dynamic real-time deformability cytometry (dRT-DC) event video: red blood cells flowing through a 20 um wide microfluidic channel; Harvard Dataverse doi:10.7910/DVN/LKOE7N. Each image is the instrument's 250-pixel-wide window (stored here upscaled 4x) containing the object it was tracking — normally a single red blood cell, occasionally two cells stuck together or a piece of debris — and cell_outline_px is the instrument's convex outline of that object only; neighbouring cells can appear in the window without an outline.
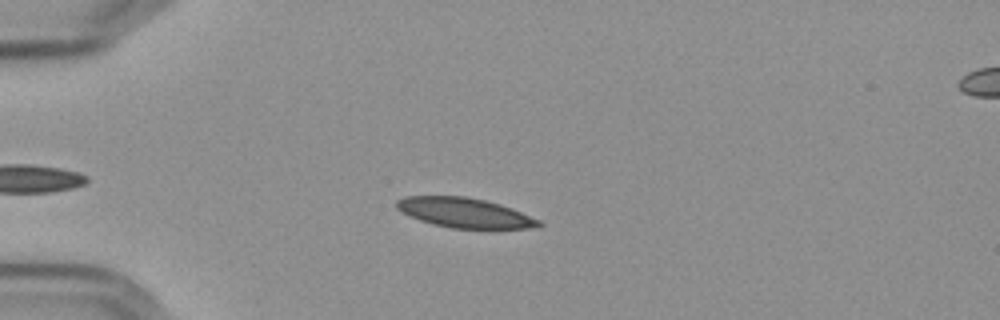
{"species": "Egyptian fruit bat (a non-hibernating species)", "species_latin": "Rousettus aegyptiacus", "temperature_condition": "cold", "stored_images_in_passage": 46, "camera_frame_rate_fps": 3000, "um_per_image_px": 0.085, "frame": {"image": 1, "passage_image": 11, "time_ms": 3.333, "image_size_px": [1000, 320], "cell_outline_px": [[544, 224], [528, 228], [452, 228], [432, 224], [408, 216], [400, 212], [396, 208], [396, 200], [404, 196], [464, 196], [484, 200], [500, 204], [512, 208], [540, 220]], "centroid_in_image_um": [39.44, 18.08], "position_along_channel_um": 45.6, "area_um2": 24.62}}
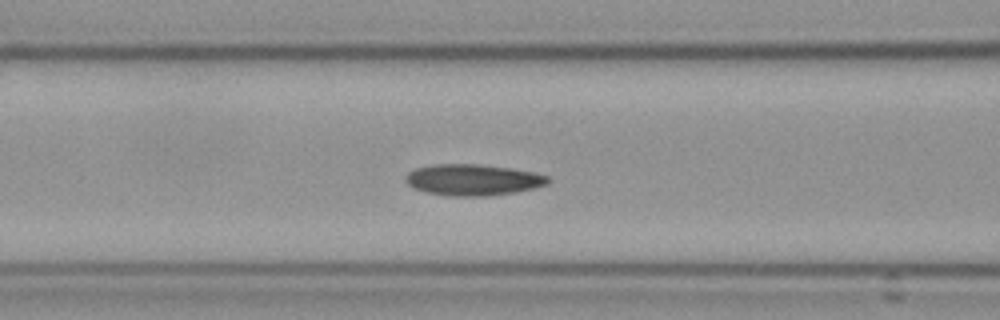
{"frame": {"image": 2, "passage_image": 20, "time_ms": 6.333, "image_size_px": [1000, 320], "cell_outline_px": [[552, 180], [548, 184], [536, 188], [488, 196], [456, 196], [424, 192], [412, 188], [404, 180], [404, 176], [408, 172], [416, 168], [432, 164], [476, 164], [512, 168], [536, 172], [548, 176]], "centroid_in_image_um": [40.2, 15.28], "position_along_channel_um": 126.4, "area_um2": 26.18}}
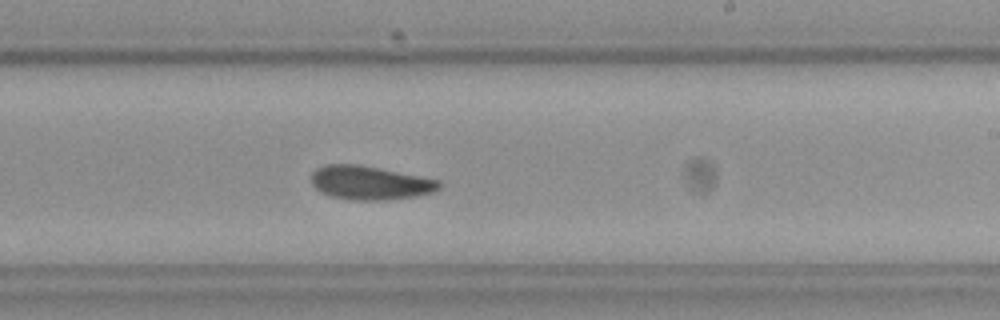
{"frame": {"image": 3, "passage_image": 31, "time_ms": 10.0, "image_size_px": [1000, 320], "cell_outline_px": [[444, 184], [436, 192], [416, 196], [388, 200], [348, 200], [328, 196], [320, 192], [312, 184], [312, 172], [316, 168], [324, 164], [356, 164], [420, 176], [440, 180]], "centroid_in_image_um": [31.46, 15.55], "position_along_channel_um": 257.5, "area_um2": 25.43}, "authors_computed_cell_mechanics": {"area_um2": 24.9696, "velocity_mm_per_s": 3.5769, "shape_relaxation_time_tau1_ms": 9.1168, "shape_relaxation_time_tau2_ms": 5.9454, "deformation_change_tau1": 0.1384, "deformation_change_tau2": 0.1122}}